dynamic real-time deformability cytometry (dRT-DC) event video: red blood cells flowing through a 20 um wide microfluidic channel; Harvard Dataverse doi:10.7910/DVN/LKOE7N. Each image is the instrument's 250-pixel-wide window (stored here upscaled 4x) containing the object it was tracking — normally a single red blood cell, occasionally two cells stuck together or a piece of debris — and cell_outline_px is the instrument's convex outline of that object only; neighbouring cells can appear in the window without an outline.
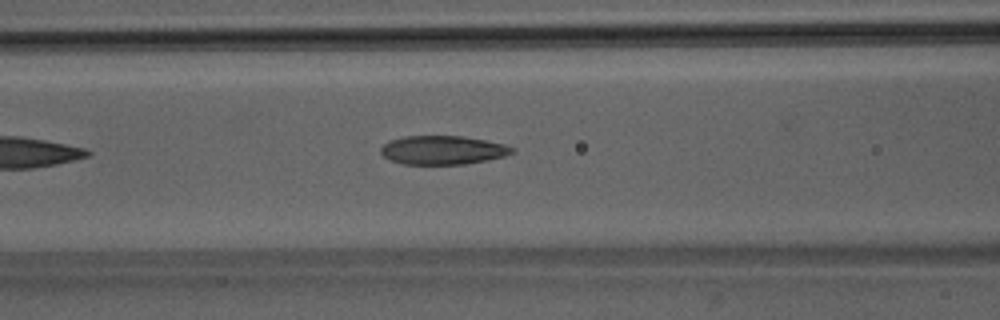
{"species": "Egyptian fruit bat (a non-hibernating species)", "species_latin": "Rousettus aegyptiacus", "temperature_condition": "room temperature", "stored_images_in_passage": 3, "camera_frame_rate_fps": 3000, "um_per_image_px": 0.085, "animal": {"sex": "male"}, "frame": {"image": 1, "passage_image": 3, "time_ms": 2.333, "image_size_px": [1000, 320], "cell_outline_px": [[516, 152], [504, 156], [488, 160], [464, 164], [404, 164], [388, 160], [380, 152], [380, 148], [388, 140], [404, 136], [460, 136], [484, 140], [504, 144], [516, 148]], "centroid_in_image_um": [37.62, 12.76], "position_along_channel_um": 129.0, "area_um2": 22.14}}